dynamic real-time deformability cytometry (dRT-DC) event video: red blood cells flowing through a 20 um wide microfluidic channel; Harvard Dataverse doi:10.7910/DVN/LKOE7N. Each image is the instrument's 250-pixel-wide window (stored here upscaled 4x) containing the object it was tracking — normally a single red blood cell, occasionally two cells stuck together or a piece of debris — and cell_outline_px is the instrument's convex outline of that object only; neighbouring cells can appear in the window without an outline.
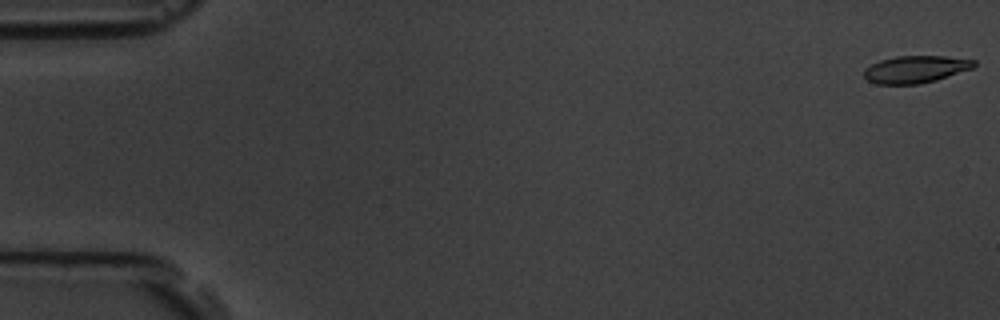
{"species": "common noctule bat (a hibernating species)", "species_latin": "Nyctalus noctula", "temperature_condition": "room temperature", "stored_images_in_passage": 5, "camera_frame_rate_fps": 3000, "um_per_image_px": 0.085, "animal": {"sex": "male", "body_mass_g": 19.5, "forearm_length_mm": 54.6}, "frame": {"image": 1, "passage_image": 1, "time_ms": 0.0, "image_size_px": [1000, 320], "cell_outline_px": [[976, 64], [972, 68], [936, 80], [920, 84], [876, 84], [868, 80], [864, 76], [864, 68], [880, 60], [896, 56], [944, 56], [976, 60]], "centroid_in_image_um": [77.81, 5.89], "position_along_channel_um": 7.2, "area_um2": 17.4}}
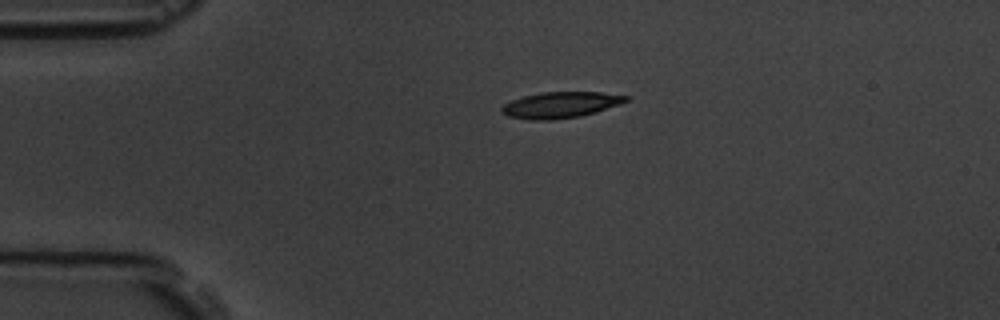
{"frame": {"image": 2, "passage_image": 4, "time_ms": 4.0, "image_size_px": [1000, 320], "cell_outline_px": [[628, 100], [620, 104], [596, 112], [580, 116], [552, 120], [532, 120], [508, 116], [500, 112], [500, 108], [504, 104], [512, 100], [524, 96], [540, 92], [600, 92], [628, 96]], "centroid_in_image_um": [47.62, 8.92], "position_along_channel_um": 37.4, "area_um2": 18.84}}